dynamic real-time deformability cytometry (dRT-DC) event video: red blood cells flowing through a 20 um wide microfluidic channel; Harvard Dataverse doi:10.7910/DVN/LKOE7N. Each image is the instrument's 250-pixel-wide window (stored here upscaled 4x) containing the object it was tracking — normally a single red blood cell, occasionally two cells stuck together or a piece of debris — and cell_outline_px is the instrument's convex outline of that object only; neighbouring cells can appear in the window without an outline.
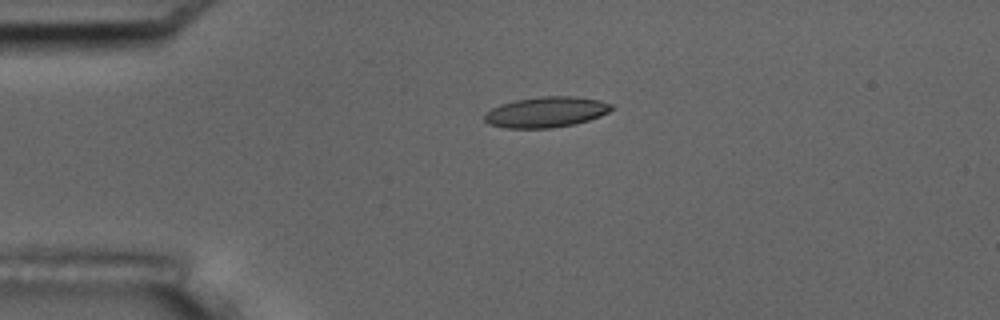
{"species": "common noctule bat (a hibernating species)", "species_latin": "Nyctalus noctula", "temperature_condition": "room temperature", "stored_images_in_passage": 4, "camera_frame_rate_fps": 3000, "um_per_image_px": 0.085, "animal": {"sex": "male", "body_mass_g": 17.5, "forearm_length_mm": 52.3}, "frame": {"image": 1, "passage_image": 3, "time_ms": 0.667, "image_size_px": [1000, 320], "cell_outline_px": [[616, 108], [600, 116], [576, 124], [552, 128], [508, 128], [488, 124], [484, 120], [484, 116], [492, 108], [500, 104], [516, 100], [540, 96], [576, 96], [600, 100], [612, 104]], "centroid_in_image_um": [46.46, 9.52], "position_along_channel_um": 38.5, "area_um2": 22.77}}